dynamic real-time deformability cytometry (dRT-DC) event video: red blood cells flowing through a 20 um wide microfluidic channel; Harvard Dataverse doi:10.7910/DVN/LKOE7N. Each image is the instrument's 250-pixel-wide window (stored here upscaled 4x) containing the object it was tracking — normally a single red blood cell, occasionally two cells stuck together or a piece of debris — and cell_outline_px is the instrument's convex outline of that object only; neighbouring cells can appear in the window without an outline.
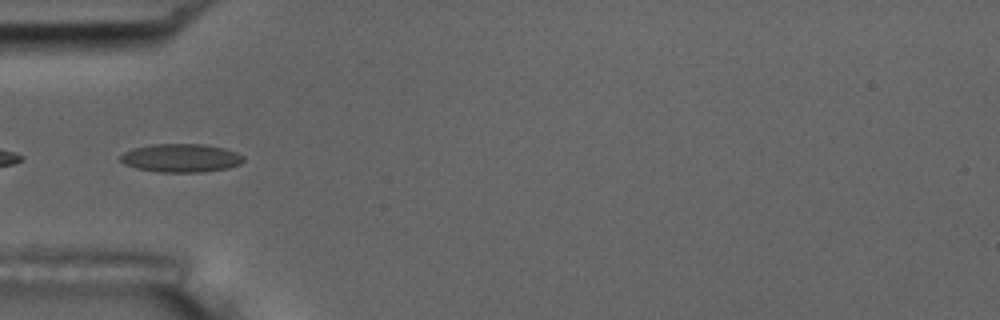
{"species": "common noctule bat (a hibernating species)", "species_latin": "Nyctalus noctula", "temperature_condition": "room temperature", "stored_images_in_passage": 39, "camera_frame_rate_fps": 3000, "um_per_image_px": 0.085, "animal": {"sex": "male", "body_mass_g": 17.5, "forearm_length_mm": 52.3}, "frame": {"image": 1, "passage_image": 1, "time_ms": 0.0, "image_size_px": [1000, 320], "cell_outline_px": [[244, 160], [240, 164], [228, 168], [204, 172], [156, 172], [136, 168], [124, 164], [120, 160], [120, 156], [124, 152], [132, 148], [152, 144], [204, 144], [224, 148], [236, 152], [244, 156]], "centroid_in_image_um": [15.38, 13.43], "position_along_channel_um": 69.6, "area_um2": 20.52}, "authors_computed_cell_mechanics": {"area_um2": 18.9006, "velocity_mm_per_s": 3.6454, "shape_relaxation_time_tau1_ms": null, "shape_relaxation_time_tau2_ms": 1.3554, "deformation_change_tau1": null, "deformation_change_tau2": 0.0627}}